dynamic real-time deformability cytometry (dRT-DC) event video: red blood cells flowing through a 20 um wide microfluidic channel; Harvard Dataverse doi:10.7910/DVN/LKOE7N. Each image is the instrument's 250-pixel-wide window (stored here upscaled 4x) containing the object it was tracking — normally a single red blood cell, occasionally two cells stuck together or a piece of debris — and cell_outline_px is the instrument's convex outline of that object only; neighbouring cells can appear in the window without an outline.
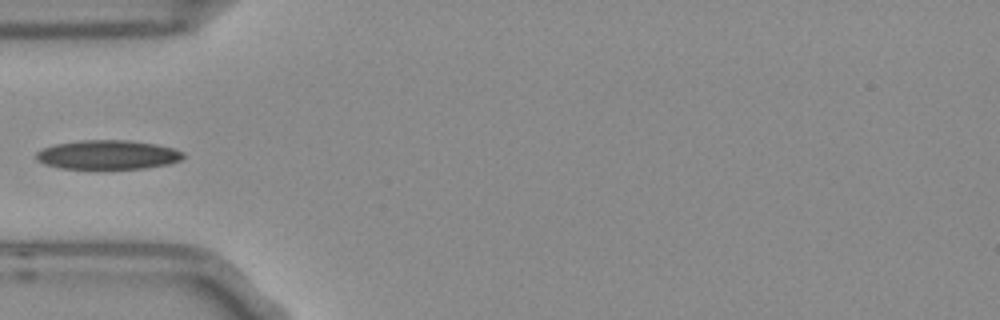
{"species": "Egyptian fruit bat (a non-hibernating species)", "species_latin": "Rousettus aegyptiacus", "temperature_condition": "room temperature", "stored_images_in_passage": 5, "camera_frame_rate_fps": 3000, "um_per_image_px": 0.085, "frame": {"image": 1, "passage_image": 5, "time_ms": 1.333, "image_size_px": [1000, 320], "cell_outline_px": [[184, 156], [180, 160], [168, 164], [144, 168], [60, 168], [44, 164], [36, 160], [36, 152], [44, 148], [56, 144], [80, 140], [128, 140], [156, 144], [172, 148], [184, 152]], "centroid_in_image_um": [9.15, 13.15], "position_along_channel_um": 75.8, "area_um2": 24.8}}